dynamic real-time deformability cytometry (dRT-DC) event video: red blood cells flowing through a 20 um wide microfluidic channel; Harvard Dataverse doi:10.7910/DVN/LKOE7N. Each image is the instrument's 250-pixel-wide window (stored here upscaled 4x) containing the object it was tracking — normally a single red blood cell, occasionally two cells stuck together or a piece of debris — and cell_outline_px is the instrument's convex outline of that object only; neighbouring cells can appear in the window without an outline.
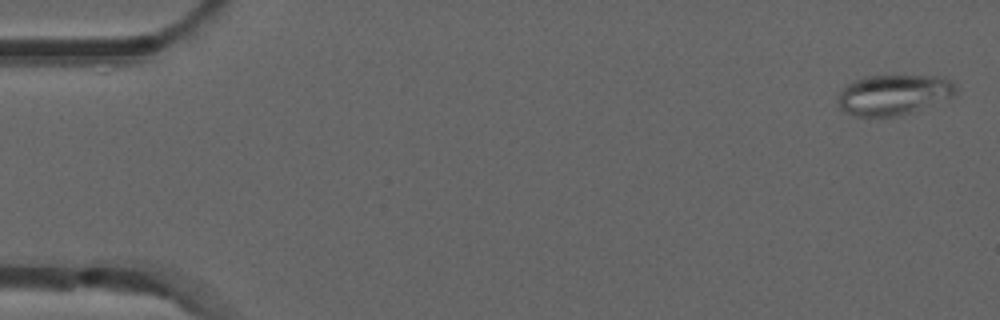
{"species": "common noctule bat (a hibernating species)", "species_latin": "Nyctalus noctula", "temperature_condition": "room temperature", "stored_images_in_passage": 4, "camera_frame_rate_fps": 3000, "um_per_image_px": 0.085, "animal": {"sex": "male", "forearm_length_mm": 52.5}, "frame": {"image": 1, "passage_image": 1, "time_ms": 0.0, "image_size_px": [1000, 320], "cell_outline_px": [[956, 92], [952, 96], [912, 112], [900, 116], [856, 116], [844, 112], [840, 108], [840, 92], [848, 84], [864, 76], [932, 76], [952, 80], [956, 84]], "centroid_in_image_um": [75.96, 8.05], "position_along_channel_um": 9.0, "area_um2": 27.28}}